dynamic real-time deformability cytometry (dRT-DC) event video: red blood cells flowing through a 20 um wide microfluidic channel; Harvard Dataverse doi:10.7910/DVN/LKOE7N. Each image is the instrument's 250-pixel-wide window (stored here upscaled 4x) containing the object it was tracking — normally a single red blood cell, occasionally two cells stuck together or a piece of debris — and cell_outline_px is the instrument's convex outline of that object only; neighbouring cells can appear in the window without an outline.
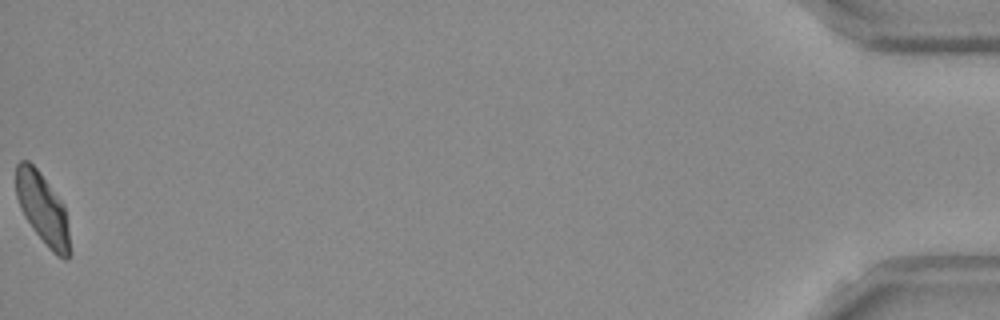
{"species": "Egyptian fruit bat (a non-hibernating species)", "species_latin": "Rousettus aegyptiacus", "temperature_condition": "room temperature", "stored_images_in_passage": 52, "camera_frame_rate_fps": 3000, "um_per_image_px": 0.085, "frame": {"image": 1, "passage_image": 52, "time_ms": 17.0, "image_size_px": [1000, 320], "cell_outline_px": [[72, 252], [68, 260], [64, 260], [56, 256], [48, 248], [24, 216], [16, 196], [16, 164], [20, 160], [28, 160], [40, 172], [64, 204]], "centroid_in_image_um": [3.65, 17.78], "position_along_channel_um": 431.5, "area_um2": 22.43}, "authors_computed_cell_mechanics": {"area_um2": 22.8021, "velocity_mm_per_s": 3.8364, "shape_relaxation_time_tau1_ms": 5.2974, "shape_relaxation_time_tau2_ms": 2.9819, "deformation_change_tau1": 0.1416, "deformation_change_tau2": 0.0702}}